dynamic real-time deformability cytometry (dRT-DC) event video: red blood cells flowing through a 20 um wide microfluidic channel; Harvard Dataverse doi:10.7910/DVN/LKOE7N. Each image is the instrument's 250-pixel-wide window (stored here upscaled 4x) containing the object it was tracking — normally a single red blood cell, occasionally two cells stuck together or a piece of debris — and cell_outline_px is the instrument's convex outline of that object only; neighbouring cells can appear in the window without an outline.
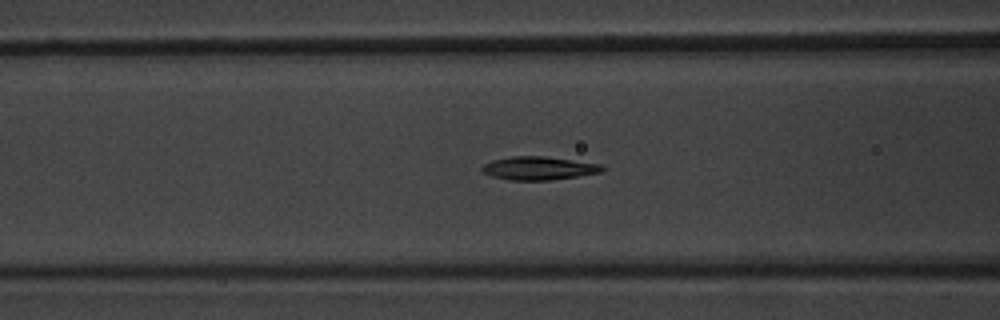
{"species": "common noctule bat (a hibernating species)", "species_latin": "Nyctalus noctula", "temperature_condition": "warm", "stored_images_in_passage": 47, "segment_of_instrument_passage": [1, 2], "camera_frame_rate_fps": 3000, "um_per_image_px": 0.085, "animal": {"sex": "male", "body_mass_g": 20.1, "forearm_length_mm": 53.5}, "frame": {"image": 1, "passage_image": 15, "time_ms": 4.667, "image_size_px": [1000, 320], "cell_outline_px": [[604, 168], [600, 172], [576, 176], [548, 180], [508, 180], [492, 176], [484, 172], [480, 168], [484, 164], [492, 160], [512, 156], [544, 156], [604, 164]], "centroid_in_image_um": [45.79, 14.29], "position_along_channel_um": 120.8, "area_um2": 16.24}}
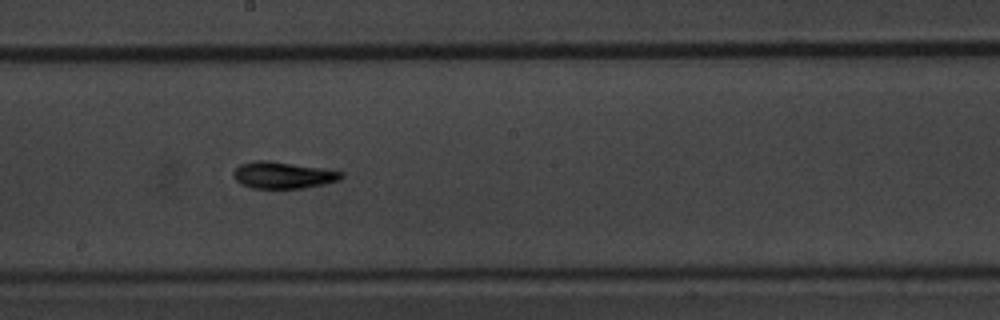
{"frame": {"image": 2, "passage_image": 23, "time_ms": 7.333, "image_size_px": [1000, 320], "cell_outline_px": [[344, 176], [340, 180], [324, 184], [304, 188], [252, 188], [240, 184], [232, 176], [232, 172], [240, 164], [256, 160], [268, 160], [324, 168], [344, 172]], "centroid_in_image_um": [24.06, 14.88], "position_along_channel_um": 224.1, "area_um2": 16.99}}
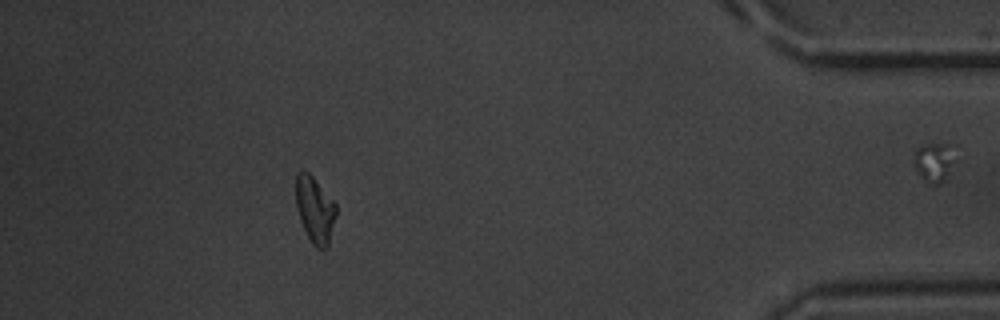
{"frame": {"image": 3, "passage_image": 41, "time_ms": 13.333, "image_size_px": [1000, 320], "cell_outline_px": [[336, 216], [328, 248], [316, 248], [312, 244], [300, 220], [296, 208], [296, 172], [300, 168], [304, 168], [312, 176], [336, 204]], "centroid_in_image_um": [26.75, 17.8], "position_along_channel_um": 408.4, "area_um2": 15.66}}